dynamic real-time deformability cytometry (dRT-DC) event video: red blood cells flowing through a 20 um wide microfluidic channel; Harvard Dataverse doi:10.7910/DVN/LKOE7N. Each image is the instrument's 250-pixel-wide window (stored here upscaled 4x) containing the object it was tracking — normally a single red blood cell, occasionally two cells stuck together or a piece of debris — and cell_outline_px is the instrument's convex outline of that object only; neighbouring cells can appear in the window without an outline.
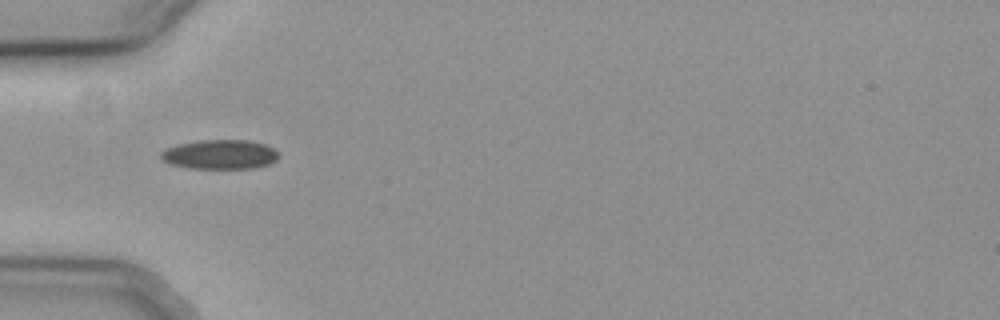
{"species": "common noctule bat (a hibernating species)", "species_latin": "Nyctalus noctula", "temperature_condition": "cold", "stored_images_in_passage": 37, "camera_frame_rate_fps": 3000, "um_per_image_px": 0.085, "animal": {"sex": "female", "body_mass_g": 19.3, "forearm_length_mm": 54.1}, "frame": {"image": 1, "passage_image": 1, "time_ms": 0.0, "image_size_px": [1000, 320], "cell_outline_px": [[280, 156], [276, 160], [268, 164], [252, 168], [188, 168], [168, 164], [160, 156], [160, 152], [176, 144], [200, 140], [248, 140], [268, 144], [276, 148], [280, 152]], "centroid_in_image_um": [18.74, 13.11], "position_along_channel_um": 66.3, "area_um2": 20.46}}
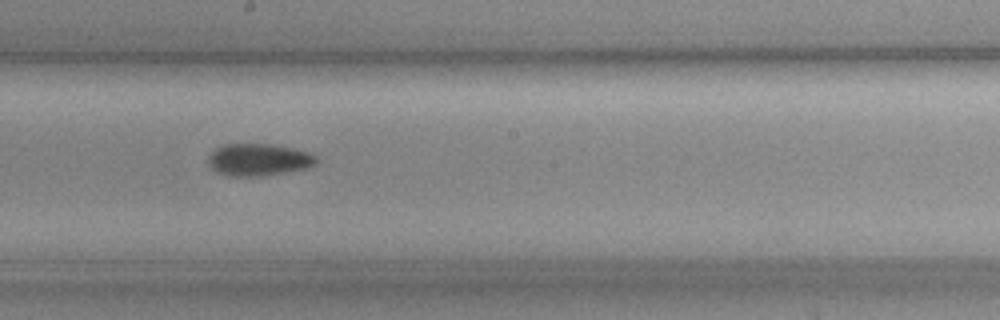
{"frame": {"image": 2, "passage_image": 14, "time_ms": 4.333, "image_size_px": [1000, 320], "cell_outline_px": [[316, 164], [308, 168], [264, 176], [228, 176], [216, 172], [208, 164], [208, 156], [216, 148], [224, 144], [272, 144], [296, 148], [308, 152], [316, 156]], "centroid_in_image_um": [21.98, 13.58], "position_along_channel_um": 226.2, "area_um2": 20.46}}
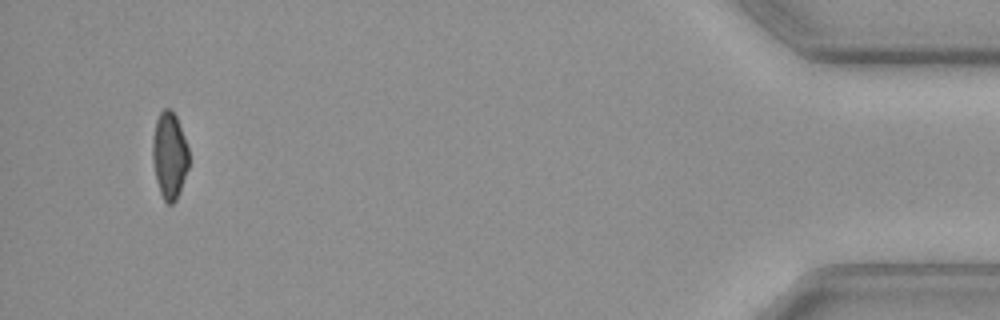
{"frame": {"image": 3, "passage_image": 36, "time_ms": 11.667, "image_size_px": [1000, 320], "cell_outline_px": [[188, 168], [176, 200], [172, 204], [168, 204], [164, 200], [160, 192], [156, 180], [152, 156], [152, 140], [156, 120], [160, 112], [164, 108], [172, 108], [176, 116], [188, 148]], "centroid_in_image_um": [14.39, 13.19], "position_along_channel_um": 420.8, "area_um2": 18.21}}